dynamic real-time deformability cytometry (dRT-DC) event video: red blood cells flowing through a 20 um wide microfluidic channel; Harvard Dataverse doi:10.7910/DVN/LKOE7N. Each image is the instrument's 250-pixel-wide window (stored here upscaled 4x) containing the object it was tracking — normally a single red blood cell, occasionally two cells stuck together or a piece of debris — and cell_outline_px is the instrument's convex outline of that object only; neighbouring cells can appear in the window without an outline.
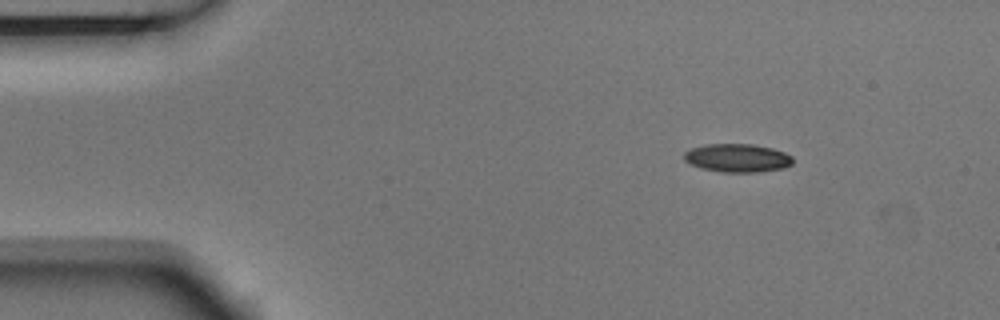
{"species": "Egyptian fruit bat (a non-hibernating species)", "species_latin": "Rousettus aegyptiacus", "temperature_condition": "room temperature", "stored_images_in_passage": 3, "camera_frame_rate_fps": 3000, "um_per_image_px": 0.085, "animal": {"sex": "male"}, "frame": {"image": 1, "passage_image": 1, "time_ms": 0.0, "image_size_px": [1000, 320], "cell_outline_px": [[792, 164], [784, 168], [760, 172], [720, 172], [700, 168], [684, 160], [684, 152], [692, 148], [704, 144], [752, 144], [772, 148], [784, 152], [792, 156]], "centroid_in_image_um": [62.68, 13.43], "position_along_channel_um": 22.3, "area_um2": 18.03}}